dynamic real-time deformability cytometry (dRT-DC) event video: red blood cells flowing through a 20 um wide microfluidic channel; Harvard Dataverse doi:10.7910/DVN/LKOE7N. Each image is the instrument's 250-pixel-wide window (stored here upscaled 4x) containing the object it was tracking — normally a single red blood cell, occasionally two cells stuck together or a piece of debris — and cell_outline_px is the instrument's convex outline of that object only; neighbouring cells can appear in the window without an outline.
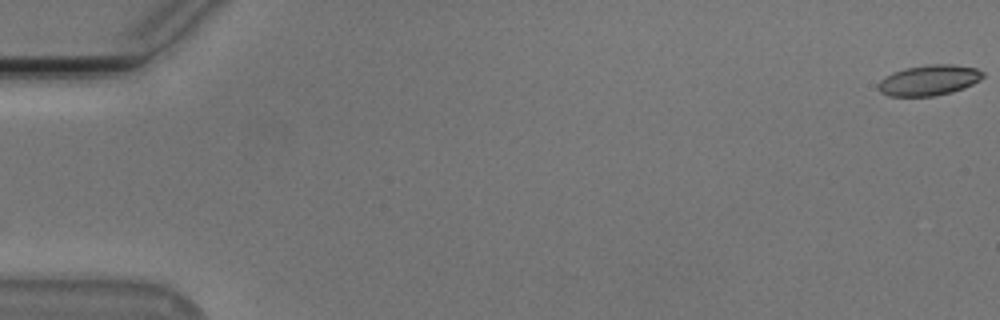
{"species": "Egyptian fruit bat (a non-hibernating species)", "species_latin": "Rousettus aegyptiacus", "temperature_condition": "cold", "stored_images_in_passage": 50, "camera_frame_rate_fps": 3000, "um_per_image_px": 0.085, "animal": {"sex": "male"}, "frame": {"image": 1, "passage_image": 1, "time_ms": 0.0, "image_size_px": [1000, 320], "cell_outline_px": [[984, 76], [980, 80], [964, 88], [952, 92], [932, 96], [888, 96], [880, 92], [876, 88], [880, 80], [896, 72], [908, 68], [936, 64], [952, 64], [976, 68], [984, 72]], "centroid_in_image_um": [78.99, 6.83], "position_along_channel_um": 6.0, "area_um2": 18.38}}
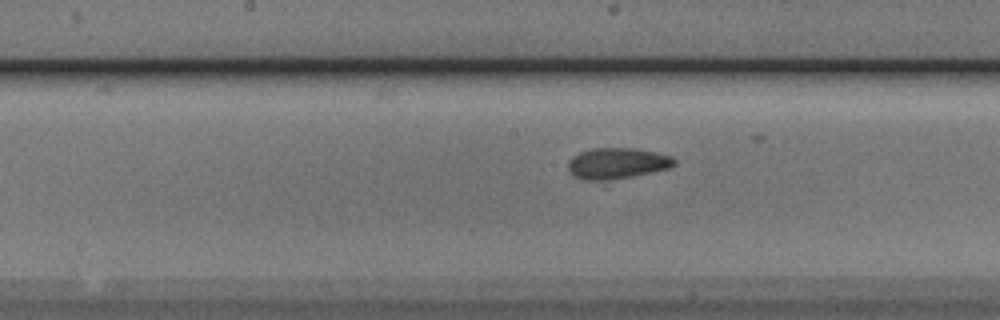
{"frame": {"image": 2, "passage_image": 29, "time_ms": 9.333, "image_size_px": [1000, 320], "cell_outline_px": [[676, 164], [668, 168], [632, 176], [608, 180], [584, 180], [572, 176], [568, 168], [568, 160], [572, 156], [580, 152], [592, 148], [636, 148], [656, 152], [672, 156], [676, 160]], "centroid_in_image_um": [52.43, 13.87], "position_along_channel_um": 195.8, "area_um2": 19.25}}
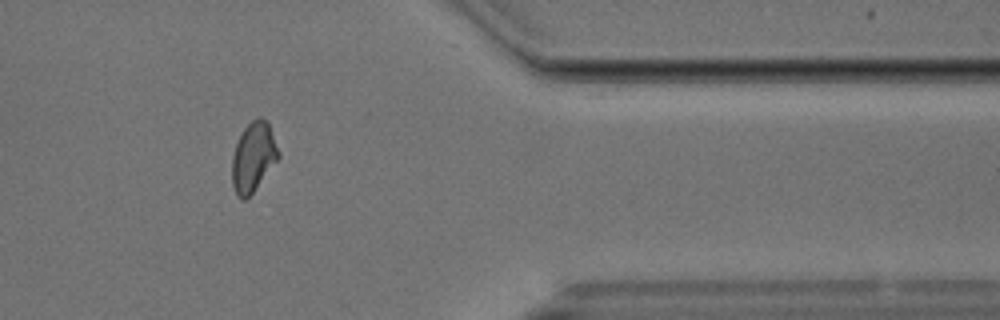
{"frame": {"image": 3, "passage_image": 46, "time_ms": 15.0, "image_size_px": [1000, 320], "cell_outline_px": [[280, 156], [252, 192], [244, 200], [240, 200], [236, 196], [232, 184], [232, 156], [236, 144], [244, 128], [252, 120], [260, 116], [268, 124], [280, 152]], "centroid_in_image_um": [21.51, 13.36], "position_along_channel_um": 389.9, "area_um2": 18.44}}